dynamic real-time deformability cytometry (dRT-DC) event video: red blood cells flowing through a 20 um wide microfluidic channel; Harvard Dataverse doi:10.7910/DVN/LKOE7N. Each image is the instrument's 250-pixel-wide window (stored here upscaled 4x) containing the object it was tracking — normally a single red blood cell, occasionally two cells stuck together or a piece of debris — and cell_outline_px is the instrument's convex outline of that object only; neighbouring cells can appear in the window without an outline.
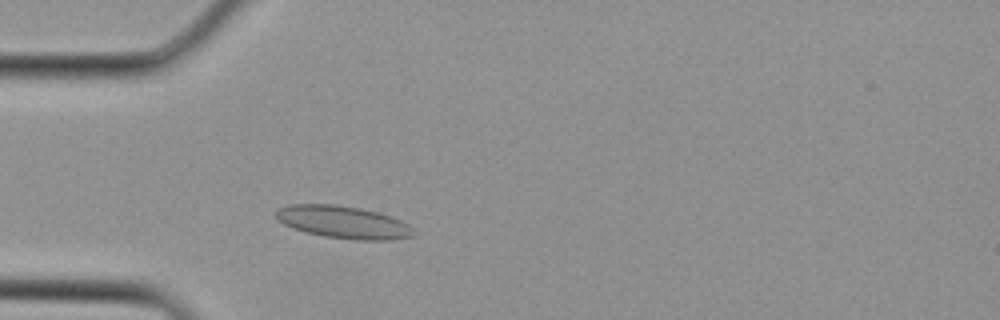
{"species": "Egyptian fruit bat (a non-hibernating species)", "species_latin": "Rousettus aegyptiacus", "temperature_condition": "cold", "stored_images_in_passage": 1, "camera_frame_rate_fps": 3000, "um_per_image_px": 0.085, "animal": {"sex": "female"}, "frame": {"image": 1, "passage_image": 1, "time_ms": 0.0, "image_size_px": [1000, 320], "cell_outline_px": [[416, 236], [392, 240], [356, 240], [324, 236], [304, 232], [292, 228], [284, 224], [276, 216], [276, 208], [288, 204], [336, 204], [360, 208], [376, 212], [400, 220], [408, 224], [416, 232]], "centroid_in_image_um": [29.18, 18.89], "position_along_channel_um": 55.8, "area_um2": 26.18}}